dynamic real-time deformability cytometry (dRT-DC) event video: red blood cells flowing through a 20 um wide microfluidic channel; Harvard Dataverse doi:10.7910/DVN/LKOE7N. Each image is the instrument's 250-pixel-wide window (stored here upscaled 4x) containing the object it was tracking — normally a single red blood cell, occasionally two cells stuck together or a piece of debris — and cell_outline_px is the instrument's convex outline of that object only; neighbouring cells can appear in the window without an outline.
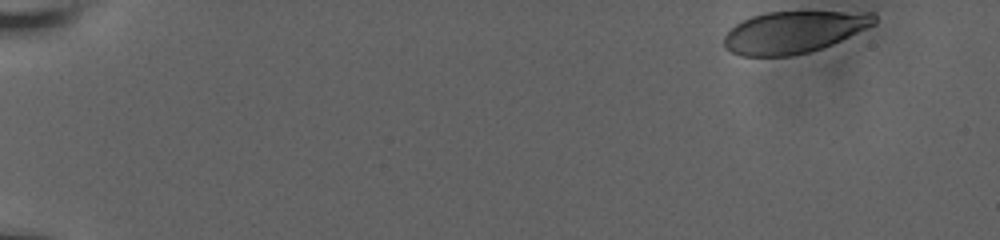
{"species": "human", "species_latin": "Homo sapiens", "temperature_condition": "room temperature", "stored_images_in_passage": 17, "camera_frame_rate_fps": 3000, "um_per_image_px": 0.085, "donor": {"sex": "male"}, "frame": {"image": 1, "passage_image": 1, "time_ms": 0.0, "image_size_px": [1000, 240], "cell_outline_px": [[876, 24], [832, 44], [808, 52], [788, 56], [740, 56], [724, 48], [724, 36], [736, 24], [752, 16], [768, 12], [872, 12], [876, 16]], "centroid_in_image_um": [67.46, 2.73], "position_along_channel_um": 17.5, "area_um2": 36.41}}
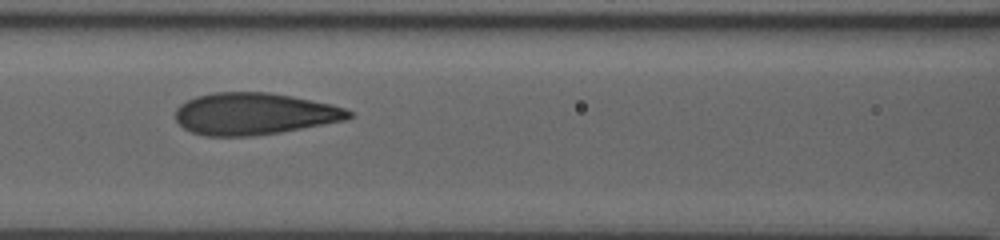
{"frame": {"image": 2, "passage_image": 11, "time_ms": 7.667, "image_size_px": [1000, 240], "cell_outline_px": [[352, 116], [344, 120], [280, 132], [252, 136], [204, 136], [192, 132], [184, 128], [176, 120], [176, 108], [180, 104], [196, 96], [212, 92], [268, 92], [292, 96], [332, 104], [344, 108], [352, 112]], "centroid_in_image_um": [21.58, 9.67], "position_along_channel_um": 145.0, "area_um2": 42.19}}
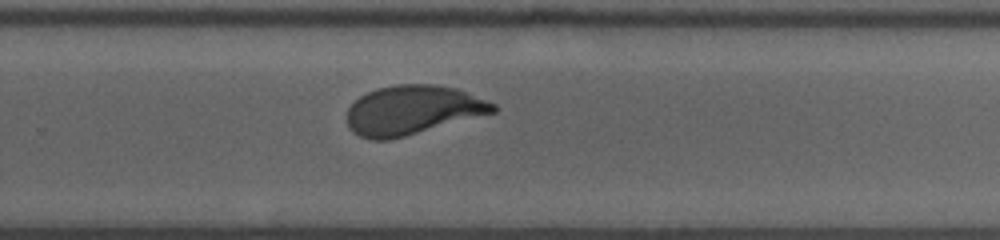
{"frame": {"image": 3, "passage_image": 17, "time_ms": 11.667, "image_size_px": [1000, 240], "cell_outline_px": [[496, 112], [404, 136], [388, 140], [368, 140], [360, 136], [348, 124], [348, 108], [360, 96], [376, 88], [396, 84], [432, 84], [456, 88], [496, 104]], "centroid_in_image_um": [35.07, 9.35], "position_along_channel_um": 294.7, "area_um2": 41.44}}